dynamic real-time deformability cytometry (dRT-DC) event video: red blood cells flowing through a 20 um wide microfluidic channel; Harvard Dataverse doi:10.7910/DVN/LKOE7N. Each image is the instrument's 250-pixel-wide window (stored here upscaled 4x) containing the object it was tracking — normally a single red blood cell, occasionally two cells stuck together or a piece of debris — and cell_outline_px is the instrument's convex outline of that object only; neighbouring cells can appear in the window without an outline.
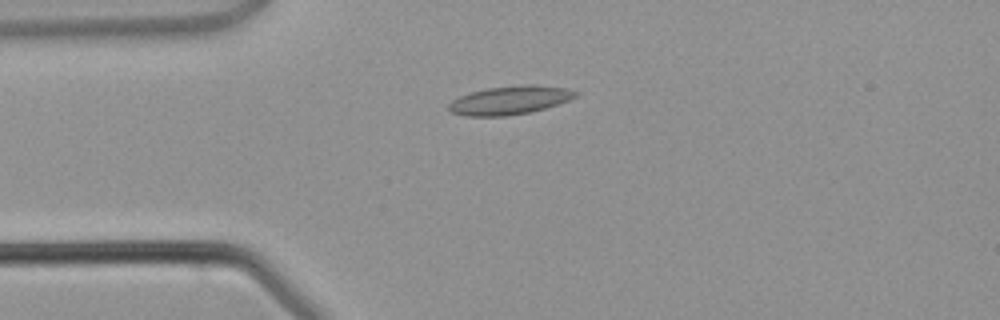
{"species": "common noctule bat (a hibernating species)", "species_latin": "Nyctalus noctula", "temperature_condition": "warm", "stored_images_in_passage": 2, "camera_frame_rate_fps": 3000, "um_per_image_px": 0.085, "animal": {"sex": "male", "body_mass_g": 21.5, "forearm_length_mm": 52.0}, "frame": {"image": 1, "passage_image": 2, "time_ms": 2.0, "image_size_px": [1000, 320], "cell_outline_px": [[580, 92], [576, 96], [568, 100], [532, 112], [504, 116], [468, 116], [452, 112], [448, 108], [448, 104], [452, 100], [460, 96], [472, 92], [488, 88], [524, 84], [568, 88]], "centroid_in_image_um": [43.34, 8.52], "position_along_channel_um": 41.7, "area_um2": 20.87}}